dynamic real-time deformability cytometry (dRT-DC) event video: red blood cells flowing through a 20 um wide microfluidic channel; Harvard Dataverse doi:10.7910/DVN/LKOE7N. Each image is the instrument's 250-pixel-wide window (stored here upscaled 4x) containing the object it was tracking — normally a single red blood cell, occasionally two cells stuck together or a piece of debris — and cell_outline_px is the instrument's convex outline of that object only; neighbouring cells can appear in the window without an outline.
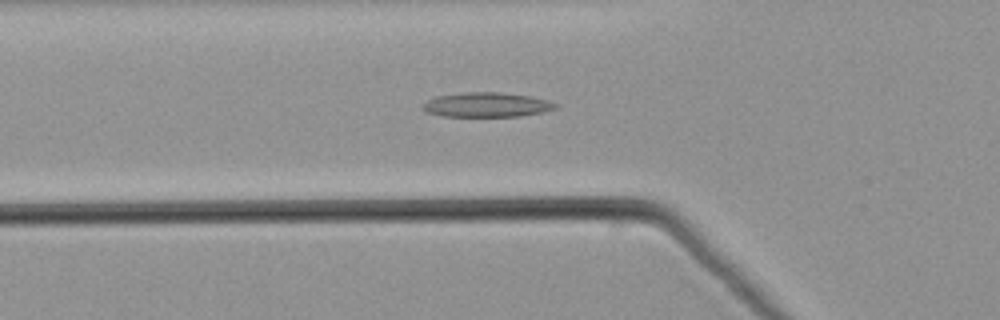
{"species": "common noctule bat (a hibernating species)", "species_latin": "Nyctalus noctula", "temperature_condition": "warm", "stored_images_in_passage": 49, "camera_frame_rate_fps": 3000, "um_per_image_px": 0.085, "animal": {"sex": "male", "body_mass_g": 21.5, "forearm_length_mm": 52.0}, "frame": {"image": 1, "passage_image": 13, "time_ms": 4.0, "image_size_px": [1000, 320], "cell_outline_px": [[556, 108], [544, 112], [520, 116], [444, 116], [428, 112], [420, 108], [428, 100], [436, 96], [460, 92], [500, 92], [532, 96], [556, 104]], "centroid_in_image_um": [41.34, 8.9], "position_along_channel_um": 84.5, "area_um2": 18.9}}
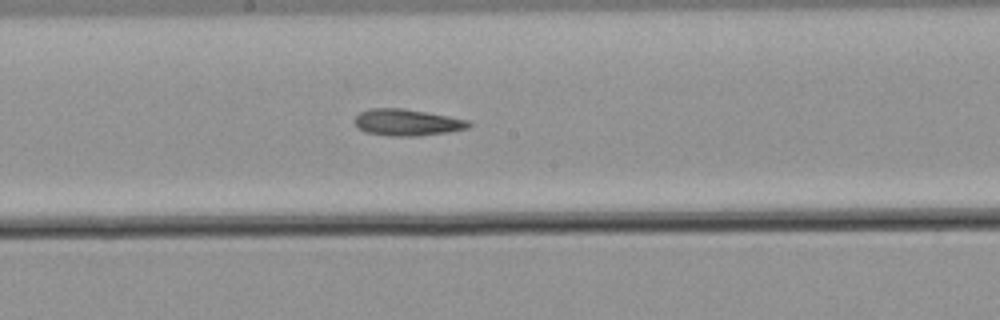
{"frame": {"image": 2, "passage_image": 23, "time_ms": 7.333, "image_size_px": [1000, 320], "cell_outline_px": [[472, 124], [468, 128], [448, 132], [420, 136], [388, 136], [364, 132], [356, 128], [352, 120], [360, 112], [372, 108], [404, 108], [448, 116], [468, 120]], "centroid_in_image_um": [34.55, 10.41], "position_along_channel_um": 213.7, "area_um2": 17.92}}
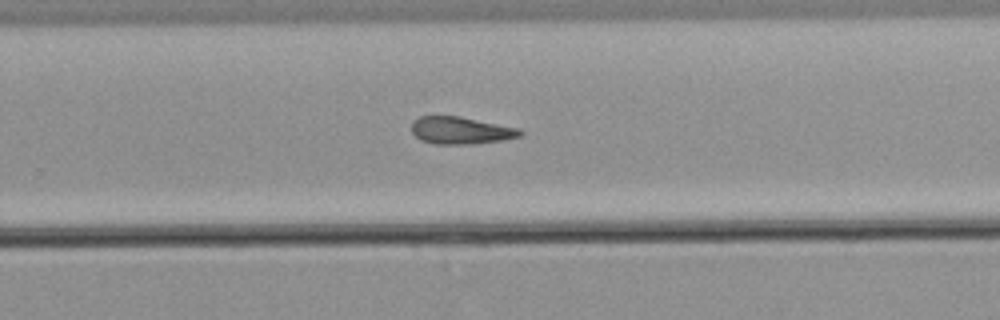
{"frame": {"image": 3, "passage_image": 29, "time_ms": 9.333, "image_size_px": [1000, 320], "cell_outline_px": [[524, 132], [520, 136], [500, 140], [472, 144], [436, 144], [420, 140], [412, 132], [412, 120], [420, 116], [460, 116], [520, 128]], "centroid_in_image_um": [39.16, 11.08], "position_along_channel_um": 290.6, "area_um2": 17.28}}